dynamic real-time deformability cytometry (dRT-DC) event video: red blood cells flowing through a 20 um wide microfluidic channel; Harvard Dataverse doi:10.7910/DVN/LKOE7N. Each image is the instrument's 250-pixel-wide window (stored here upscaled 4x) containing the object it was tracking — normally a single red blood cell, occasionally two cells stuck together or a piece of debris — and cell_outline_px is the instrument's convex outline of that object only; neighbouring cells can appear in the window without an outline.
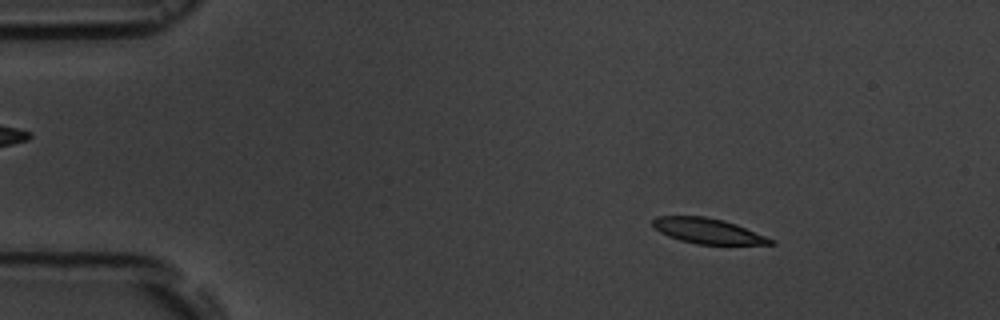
{"species": "common noctule bat (a hibernating species)", "species_latin": "Nyctalus noctula", "temperature_condition": "room temperature", "stored_images_in_passage": 16, "camera_frame_rate_fps": 3000, "um_per_image_px": 0.085, "animal": {"sex": "male", "body_mass_g": 19.5, "forearm_length_mm": 54.6}, "frame": {"image": 1, "passage_image": 2, "time_ms": 1.0, "image_size_px": [1000, 320], "cell_outline_px": [[776, 244], [696, 244], [680, 240], [668, 236], [652, 228], [652, 220], [656, 216], [704, 216], [724, 220], [736, 224], [776, 240]], "centroid_in_image_um": [60.15, 19.62], "position_along_channel_um": 24.9, "area_um2": 17.46}}
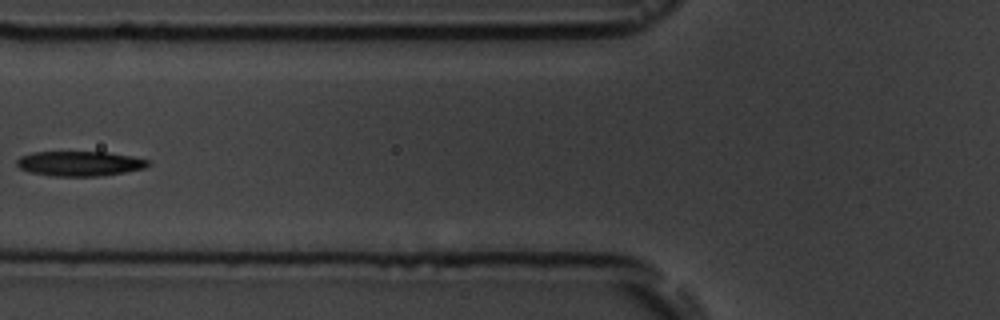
{"frame": {"image": 2, "passage_image": 6, "time_ms": 5.667, "image_size_px": [1000, 320], "cell_outline_px": [[148, 164], [144, 168], [124, 172], [100, 176], [52, 176], [32, 172], [20, 168], [16, 164], [16, 160], [20, 156], [32, 152], [104, 152], [132, 156], [148, 160]], "centroid_in_image_um": [6.74, 13.9], "position_along_channel_um": 119.1, "area_um2": 18.84}}
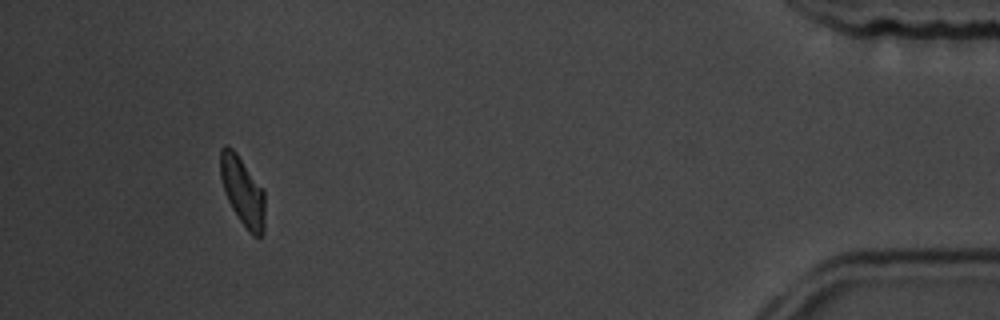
{"frame": {"image": 3, "passage_image": 15, "time_ms": 15.667, "image_size_px": [1000, 320], "cell_outline_px": [[264, 232], [260, 236], [252, 236], [248, 232], [232, 208], [224, 192], [220, 176], [220, 148], [224, 144], [228, 144], [236, 152], [264, 188]], "centroid_in_image_um": [20.62, 16.22], "position_along_channel_um": 414.6, "area_um2": 18.15}, "authors_computed_cell_mechanics": {"area_um2": 18.6983, "velocity_mm_per_s": 3.6139, "shape_relaxation_time_tau1_ms": 3.589, "shape_relaxation_time_tau2_ms": null, "deformation_change_tau1": 0.1035, "deformation_change_tau2": null}}